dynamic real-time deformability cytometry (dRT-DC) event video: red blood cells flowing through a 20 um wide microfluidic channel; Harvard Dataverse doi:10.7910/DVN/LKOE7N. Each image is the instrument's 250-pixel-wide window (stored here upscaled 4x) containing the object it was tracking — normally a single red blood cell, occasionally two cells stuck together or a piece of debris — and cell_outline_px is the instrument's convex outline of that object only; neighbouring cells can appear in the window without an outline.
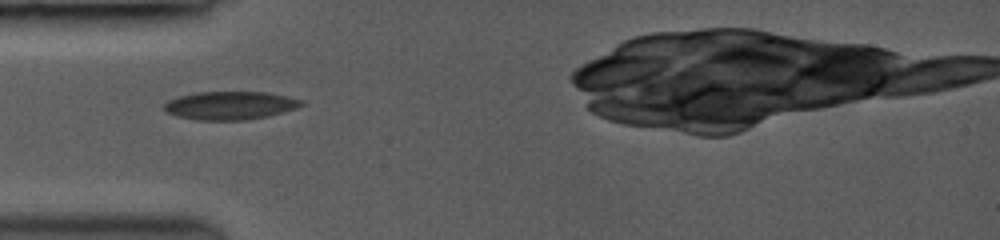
{"species": "common noctule bat (a hibernating species)", "species_latin": "Nyctalus noctula", "temperature_condition": "room temperature", "stored_images_in_passage": 20, "camera_frame_rate_fps": 3500, "um_per_image_px": 0.085, "animal": {"sex": "female", "body_mass_g": 19.0, "forearm_length_mm": 53.3}, "frame": {"image": 1, "passage_image": 1, "time_ms": 0.0, "image_size_px": [1000, 240], "cell_outline_px": [[304, 104], [296, 108], [268, 116], [244, 120], [196, 120], [176, 116], [168, 112], [164, 108], [164, 104], [168, 100], [180, 96], [200, 92], [264, 92], [304, 100]], "centroid_in_image_um": [19.55, 8.97], "position_along_channel_um": 65.4, "area_um2": 22.37}}
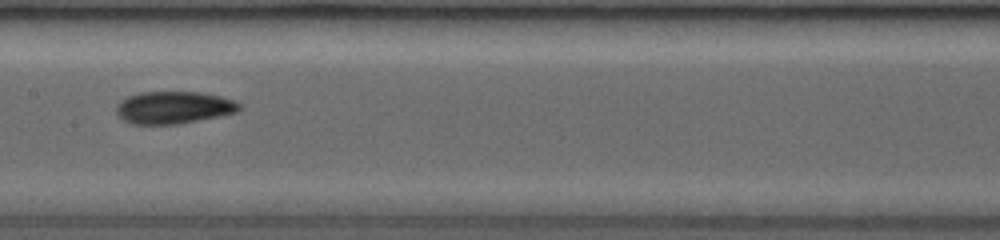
{"frame": {"image": 2, "passage_image": 9, "time_ms": 2.286, "image_size_px": [1000, 240], "cell_outline_px": [[240, 108], [236, 112], [176, 124], [132, 124], [124, 120], [116, 112], [116, 108], [128, 96], [140, 92], [196, 92], [216, 96], [232, 100], [240, 104]], "centroid_in_image_um": [14.72, 9.14], "position_along_channel_um": 192.7, "area_um2": 22.48}}
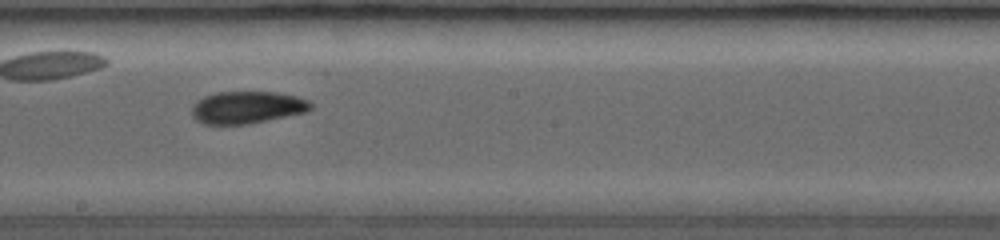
{"frame": {"image": 3, "passage_image": 12, "time_ms": 3.143, "image_size_px": [1000, 240], "cell_outline_px": [[312, 108], [304, 112], [248, 124], [204, 124], [196, 120], [192, 116], [192, 108], [204, 96], [220, 92], [272, 92], [292, 96], [308, 100], [312, 104]], "centroid_in_image_um": [20.98, 9.14], "position_along_channel_um": 227.2, "area_um2": 21.85}}